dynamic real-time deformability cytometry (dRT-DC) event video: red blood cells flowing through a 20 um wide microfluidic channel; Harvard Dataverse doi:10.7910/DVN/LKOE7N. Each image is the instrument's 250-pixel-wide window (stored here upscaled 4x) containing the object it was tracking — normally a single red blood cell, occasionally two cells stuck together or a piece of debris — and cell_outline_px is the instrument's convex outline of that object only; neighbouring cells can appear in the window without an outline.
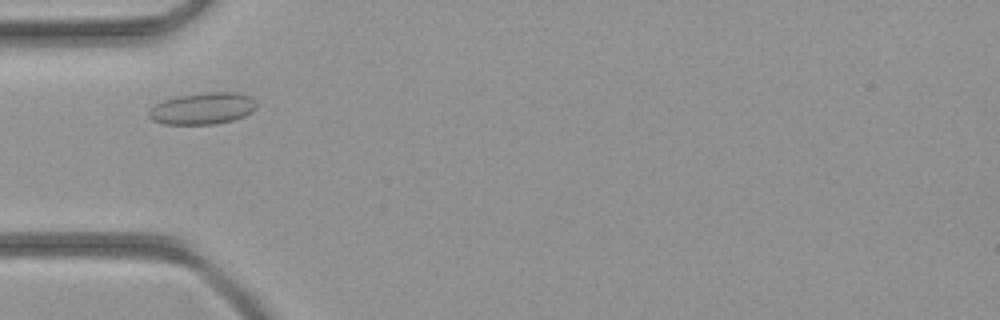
{"species": "common noctule bat (a hibernating species)", "species_latin": "Nyctalus noctula", "temperature_condition": "room temperature", "stored_images_in_passage": 24, "camera_frame_rate_fps": 3000, "um_per_image_px": 0.085, "animal": {"sex": "female", "body_mass_g": 21.9}, "frame": {"image": 1, "passage_image": 2, "time_ms": 0.333, "image_size_px": [1000, 320], "cell_outline_px": [[256, 108], [252, 112], [244, 116], [232, 120], [212, 124], [164, 124], [152, 120], [148, 116], [148, 112], [156, 104], [164, 100], [176, 96], [208, 92], [236, 92], [252, 96], [256, 104]], "centroid_in_image_um": [17.24, 9.21], "position_along_channel_um": 67.8, "area_um2": 19.88}}
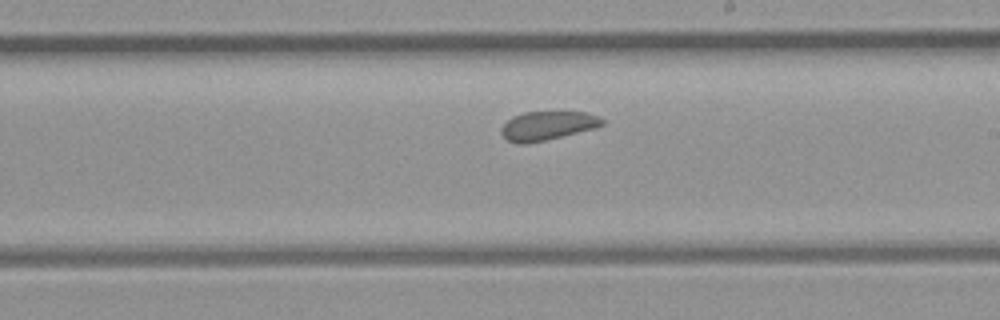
{"frame": {"image": 2, "passage_image": 13, "time_ms": 4.0, "image_size_px": [1000, 320], "cell_outline_px": [[604, 124], [596, 128], [544, 140], [524, 144], [516, 144], [508, 140], [500, 132], [500, 128], [512, 116], [524, 112], [588, 112], [600, 116], [604, 120]], "centroid_in_image_um": [46.55, 10.67], "position_along_channel_um": 242.5, "area_um2": 16.99}}
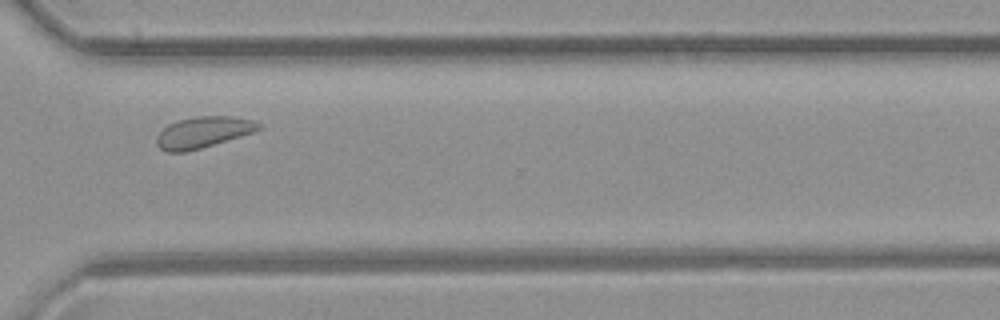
{"frame": {"image": 3, "passage_image": 20, "time_ms": 6.333, "image_size_px": [1000, 320], "cell_outline_px": [[264, 124], [260, 128], [252, 132], [200, 148], [184, 152], [168, 152], [160, 148], [156, 144], [156, 136], [168, 124], [176, 120], [196, 116], [232, 116], [256, 120]], "centroid_in_image_um": [17.26, 11.22], "position_along_channel_um": 353.3, "area_um2": 18.5}}